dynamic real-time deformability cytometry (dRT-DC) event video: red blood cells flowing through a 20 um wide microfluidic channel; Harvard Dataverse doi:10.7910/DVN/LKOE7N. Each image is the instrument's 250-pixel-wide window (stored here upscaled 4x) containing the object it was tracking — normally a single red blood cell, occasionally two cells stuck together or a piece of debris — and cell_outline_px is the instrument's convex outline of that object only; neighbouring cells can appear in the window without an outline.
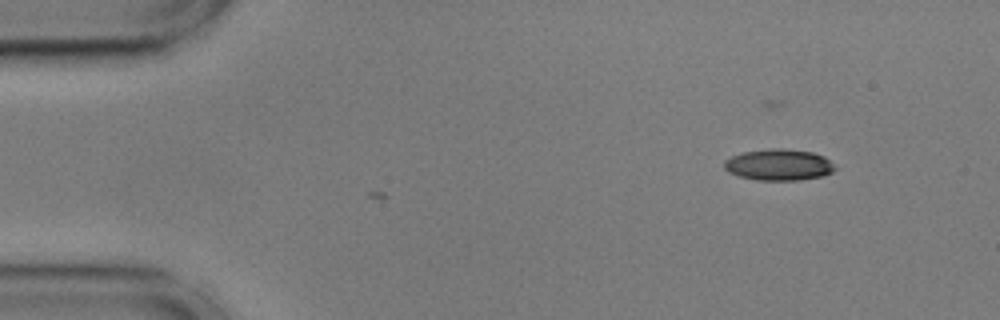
{"species": "common noctule bat (a hibernating species)", "species_latin": "Nyctalus noctula", "temperature_condition": "cold", "stored_images_in_passage": 2, "camera_frame_rate_fps": 3000, "um_per_image_px": 0.085, "animal": {"sex": "male", "body_mass_g": 17.9, "forearm_length_mm": 54.2}, "frame": {"image": 1, "passage_image": 1, "time_ms": 0.0, "image_size_px": [1000, 320], "cell_outline_px": [[836, 168], [832, 172], [820, 176], [800, 180], [756, 180], [736, 176], [728, 172], [724, 168], [724, 160], [732, 156], [744, 152], [768, 148], [780, 148], [812, 152], [824, 156]], "centroid_in_image_um": [66.15, 14.01], "position_along_channel_um": 18.9, "area_um2": 20.23}}